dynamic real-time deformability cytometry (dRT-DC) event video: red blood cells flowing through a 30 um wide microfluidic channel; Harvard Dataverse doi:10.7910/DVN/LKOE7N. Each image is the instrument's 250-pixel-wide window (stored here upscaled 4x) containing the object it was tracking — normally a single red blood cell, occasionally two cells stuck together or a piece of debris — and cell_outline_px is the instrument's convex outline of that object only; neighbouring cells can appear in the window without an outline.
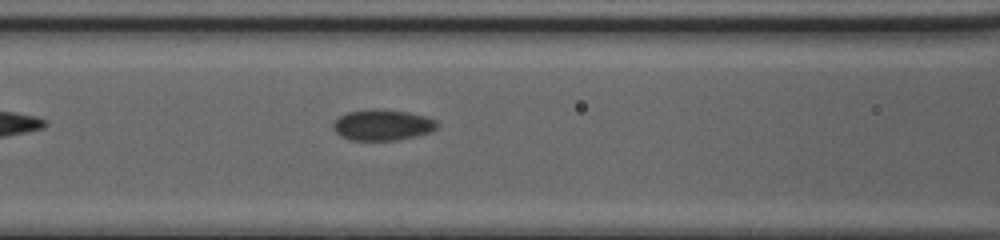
{"species": "common noctule bat (a hibernating species)", "species_latin": "Nyctalus noctula", "temperature_condition": "cold", "stored_images_in_passage": 23, "camera_frame_rate_fps": 3000, "um_per_image_px": 0.085, "animal": {"sex": "female", "body_mass_g": 20.0, "forearm_length_mm": 54.0}, "frame": {"image": 1, "passage_image": 3, "time_ms": 0.667, "image_size_px": [1000, 240], "cell_outline_px": [[440, 124], [432, 132], [416, 136], [396, 140], [348, 140], [340, 136], [332, 128], [332, 124], [340, 116], [348, 112], [372, 108], [376, 108], [408, 112], [424, 116], [436, 120]], "centroid_in_image_um": [32.51, 10.62], "position_along_channel_um": 134.1, "area_um2": 18.9}}
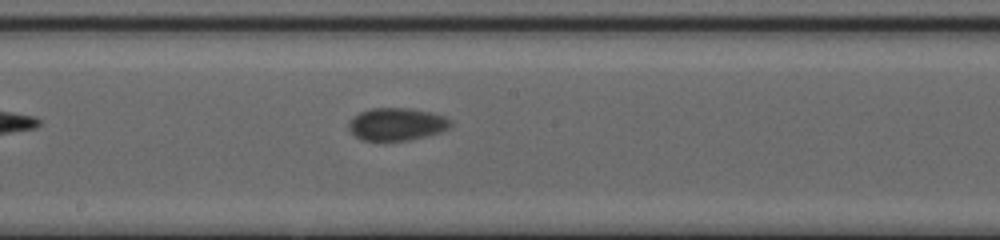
{"frame": {"image": 2, "passage_image": 9, "time_ms": 2.667, "image_size_px": [1000, 240], "cell_outline_px": [[452, 124], [448, 128], [440, 132], [408, 140], [360, 140], [348, 128], [348, 124], [360, 112], [372, 108], [408, 108], [428, 112], [444, 116], [452, 120]], "centroid_in_image_um": [33.73, 10.55], "position_along_channel_um": 214.5, "area_um2": 19.02}}
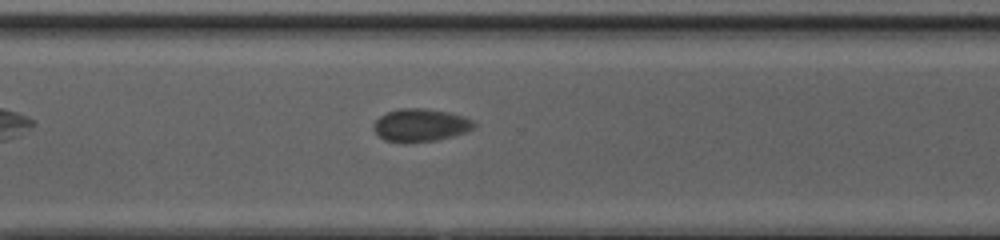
{"frame": {"image": 3, "passage_image": 18, "time_ms": 5.667, "image_size_px": [1000, 240], "cell_outline_px": [[476, 124], [468, 132], [436, 140], [384, 140], [372, 128], [372, 124], [380, 116], [388, 112], [400, 108], [424, 108], [448, 112], [464, 116], [472, 120]], "centroid_in_image_um": [35.76, 10.6], "position_along_channel_um": 334.8, "area_um2": 18.67}}